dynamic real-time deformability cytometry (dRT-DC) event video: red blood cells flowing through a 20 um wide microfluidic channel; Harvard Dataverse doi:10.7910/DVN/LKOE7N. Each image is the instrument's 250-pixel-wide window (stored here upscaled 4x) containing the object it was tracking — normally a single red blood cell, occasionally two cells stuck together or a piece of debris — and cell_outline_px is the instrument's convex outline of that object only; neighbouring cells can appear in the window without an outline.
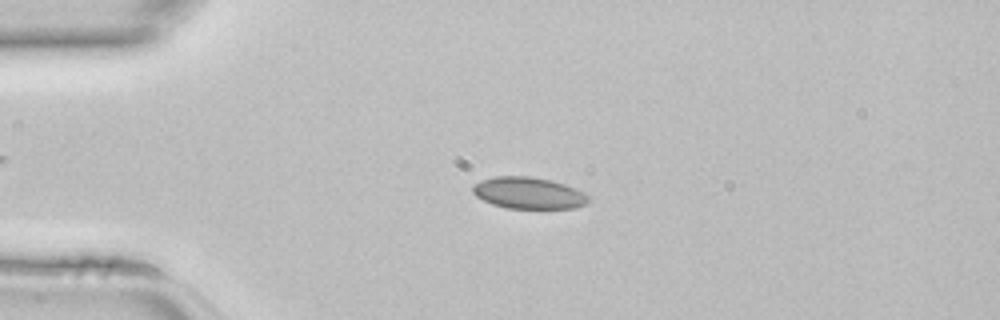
{"species": "common noctule bat (a hibernating species)", "species_latin": "Nyctalus noctula", "temperature_condition": "room temperature", "stored_images_in_passage": 44, "camera_frame_rate_fps": 3000, "um_per_image_px": 0.085, "animal": {"sex": "female", "body_mass_g": 22.7, "forearm_length_mm": 54.2}, "frame": {"image": 1, "passage_image": 10, "time_ms": 3.0, "image_size_px": [1000, 320], "cell_outline_px": [[588, 200], [584, 204], [572, 208], [508, 208], [492, 204], [476, 196], [472, 192], [472, 184], [480, 180], [496, 176], [532, 176], [552, 180], [576, 188], [584, 192], [588, 196]], "centroid_in_image_um": [44.89, 16.39], "position_along_channel_um": 40.1, "area_um2": 21.33}}
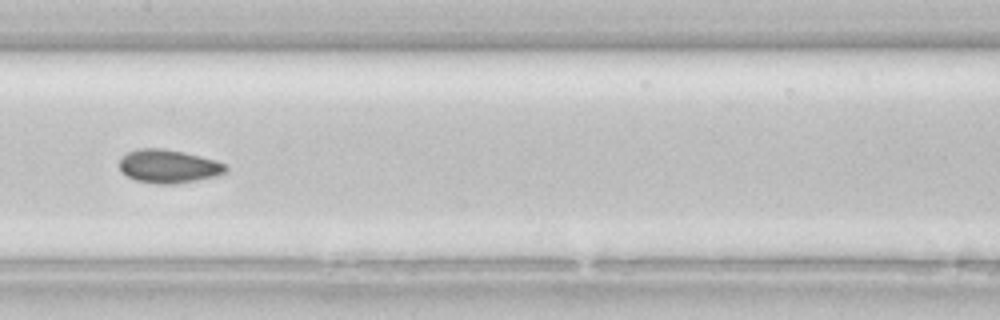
{"frame": {"image": 2, "passage_image": 22, "time_ms": 7.0, "image_size_px": [1000, 320], "cell_outline_px": [[228, 168], [224, 172], [216, 176], [196, 180], [168, 184], [156, 184], [136, 180], [128, 176], [120, 168], [120, 160], [128, 152], [140, 148], [160, 148], [184, 152], [216, 160], [224, 164]], "centroid_in_image_um": [14.33, 14.13], "position_along_channel_um": 193.1, "area_um2": 20.35}}
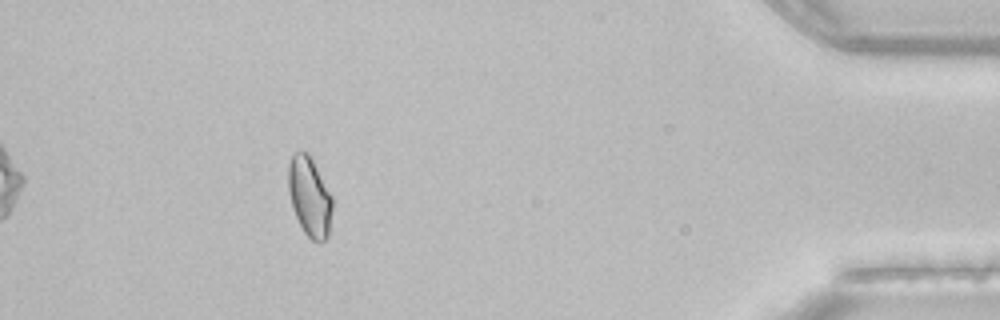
{"frame": {"image": 3, "passage_image": 40, "time_ms": 13.0, "image_size_px": [1000, 320], "cell_outline_px": [[332, 208], [328, 236], [324, 240], [312, 240], [304, 232], [296, 216], [288, 192], [288, 164], [292, 152], [308, 152], [332, 196]], "centroid_in_image_um": [26.3, 16.68], "position_along_channel_um": 408.9, "area_um2": 20.17}}